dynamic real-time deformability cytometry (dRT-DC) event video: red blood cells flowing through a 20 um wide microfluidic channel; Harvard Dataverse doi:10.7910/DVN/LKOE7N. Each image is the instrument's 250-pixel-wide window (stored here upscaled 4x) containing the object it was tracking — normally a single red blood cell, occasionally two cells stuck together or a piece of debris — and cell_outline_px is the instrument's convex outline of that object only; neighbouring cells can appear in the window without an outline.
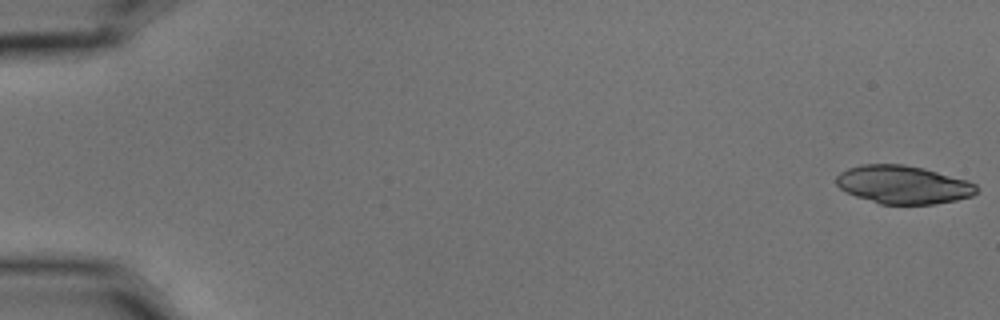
{"species": "common noctule bat (a hibernating species)", "species_latin": "Nyctalus noctula", "temperature_condition": "cold", "stored_images_in_passage": 56, "camera_frame_rate_fps": 3000, "um_per_image_px": 0.085, "animal": {"sex": "male", "body_mass_g": 15.6}, "frame": {"image": 1, "passage_image": 1, "time_ms": 0.0, "image_size_px": [1000, 320], "cell_outline_px": [[980, 188], [972, 196], [956, 200], [936, 204], [880, 204], [844, 192], [836, 184], [836, 176], [840, 172], [848, 168], [860, 164], [904, 164], [924, 168], [968, 180], [976, 184]], "centroid_in_image_um": [76.77, 15.69], "position_along_channel_um": 8.2, "area_um2": 31.5}}